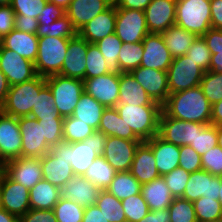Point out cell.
I'll return each mask as SVG.
<instances>
[{"mask_svg": "<svg viewBox=\"0 0 222 222\" xmlns=\"http://www.w3.org/2000/svg\"><path fill=\"white\" fill-rule=\"evenodd\" d=\"M162 110L178 120L211 124L212 105L200 86L169 94Z\"/></svg>", "mask_w": 222, "mask_h": 222, "instance_id": "obj_1", "label": "cell"}, {"mask_svg": "<svg viewBox=\"0 0 222 222\" xmlns=\"http://www.w3.org/2000/svg\"><path fill=\"white\" fill-rule=\"evenodd\" d=\"M119 116L141 140L148 141L158 135L162 106L116 105Z\"/></svg>", "mask_w": 222, "mask_h": 222, "instance_id": "obj_2", "label": "cell"}, {"mask_svg": "<svg viewBox=\"0 0 222 222\" xmlns=\"http://www.w3.org/2000/svg\"><path fill=\"white\" fill-rule=\"evenodd\" d=\"M46 85V78L37 76L34 79L10 86L4 103L0 106L3 114L12 117L30 116L40 90Z\"/></svg>", "mask_w": 222, "mask_h": 222, "instance_id": "obj_3", "label": "cell"}, {"mask_svg": "<svg viewBox=\"0 0 222 222\" xmlns=\"http://www.w3.org/2000/svg\"><path fill=\"white\" fill-rule=\"evenodd\" d=\"M175 25L203 36L211 28L210 0H177Z\"/></svg>", "mask_w": 222, "mask_h": 222, "instance_id": "obj_4", "label": "cell"}, {"mask_svg": "<svg viewBox=\"0 0 222 222\" xmlns=\"http://www.w3.org/2000/svg\"><path fill=\"white\" fill-rule=\"evenodd\" d=\"M69 39L42 36L38 39V52L34 62L41 77L58 75L66 57Z\"/></svg>", "mask_w": 222, "mask_h": 222, "instance_id": "obj_5", "label": "cell"}, {"mask_svg": "<svg viewBox=\"0 0 222 222\" xmlns=\"http://www.w3.org/2000/svg\"><path fill=\"white\" fill-rule=\"evenodd\" d=\"M106 135L96 130L84 141L68 143L67 158L77 176H84L87 169L98 156H103Z\"/></svg>", "mask_w": 222, "mask_h": 222, "instance_id": "obj_6", "label": "cell"}, {"mask_svg": "<svg viewBox=\"0 0 222 222\" xmlns=\"http://www.w3.org/2000/svg\"><path fill=\"white\" fill-rule=\"evenodd\" d=\"M46 85L54 97V105L60 115L63 118L72 116L84 92L83 81L58 74L46 77Z\"/></svg>", "mask_w": 222, "mask_h": 222, "instance_id": "obj_7", "label": "cell"}, {"mask_svg": "<svg viewBox=\"0 0 222 222\" xmlns=\"http://www.w3.org/2000/svg\"><path fill=\"white\" fill-rule=\"evenodd\" d=\"M204 73L186 54L173 58L167 70L169 94L199 86Z\"/></svg>", "mask_w": 222, "mask_h": 222, "instance_id": "obj_8", "label": "cell"}, {"mask_svg": "<svg viewBox=\"0 0 222 222\" xmlns=\"http://www.w3.org/2000/svg\"><path fill=\"white\" fill-rule=\"evenodd\" d=\"M43 179L60 189L75 174L67 158V142L53 146L40 158Z\"/></svg>", "mask_w": 222, "mask_h": 222, "instance_id": "obj_9", "label": "cell"}, {"mask_svg": "<svg viewBox=\"0 0 222 222\" xmlns=\"http://www.w3.org/2000/svg\"><path fill=\"white\" fill-rule=\"evenodd\" d=\"M208 125L196 122L182 121L169 117L163 110L159 119L158 136L164 141L177 146L191 145L198 132Z\"/></svg>", "mask_w": 222, "mask_h": 222, "instance_id": "obj_10", "label": "cell"}, {"mask_svg": "<svg viewBox=\"0 0 222 222\" xmlns=\"http://www.w3.org/2000/svg\"><path fill=\"white\" fill-rule=\"evenodd\" d=\"M0 208L20 219L30 210L29 190L0 169Z\"/></svg>", "mask_w": 222, "mask_h": 222, "instance_id": "obj_11", "label": "cell"}, {"mask_svg": "<svg viewBox=\"0 0 222 222\" xmlns=\"http://www.w3.org/2000/svg\"><path fill=\"white\" fill-rule=\"evenodd\" d=\"M122 43L142 42L149 33L142 10L116 9L115 32Z\"/></svg>", "mask_w": 222, "mask_h": 222, "instance_id": "obj_12", "label": "cell"}, {"mask_svg": "<svg viewBox=\"0 0 222 222\" xmlns=\"http://www.w3.org/2000/svg\"><path fill=\"white\" fill-rule=\"evenodd\" d=\"M21 131V157L41 158L52 148L43 137L42 125L30 116L18 117Z\"/></svg>", "mask_w": 222, "mask_h": 222, "instance_id": "obj_13", "label": "cell"}, {"mask_svg": "<svg viewBox=\"0 0 222 222\" xmlns=\"http://www.w3.org/2000/svg\"><path fill=\"white\" fill-rule=\"evenodd\" d=\"M0 70L5 74L10 86L30 81L38 76L34 62L2 46L0 48Z\"/></svg>", "mask_w": 222, "mask_h": 222, "instance_id": "obj_14", "label": "cell"}, {"mask_svg": "<svg viewBox=\"0 0 222 222\" xmlns=\"http://www.w3.org/2000/svg\"><path fill=\"white\" fill-rule=\"evenodd\" d=\"M141 142L107 136L103 157L116 172L130 171L136 149Z\"/></svg>", "mask_w": 222, "mask_h": 222, "instance_id": "obj_15", "label": "cell"}, {"mask_svg": "<svg viewBox=\"0 0 222 222\" xmlns=\"http://www.w3.org/2000/svg\"><path fill=\"white\" fill-rule=\"evenodd\" d=\"M84 91L92 96L105 108L115 107L119 101L120 74H108L84 79Z\"/></svg>", "mask_w": 222, "mask_h": 222, "instance_id": "obj_16", "label": "cell"}, {"mask_svg": "<svg viewBox=\"0 0 222 222\" xmlns=\"http://www.w3.org/2000/svg\"><path fill=\"white\" fill-rule=\"evenodd\" d=\"M1 170L12 180L28 190L43 180L39 158L19 157L8 161Z\"/></svg>", "mask_w": 222, "mask_h": 222, "instance_id": "obj_17", "label": "cell"}, {"mask_svg": "<svg viewBox=\"0 0 222 222\" xmlns=\"http://www.w3.org/2000/svg\"><path fill=\"white\" fill-rule=\"evenodd\" d=\"M149 97L163 105L169 96L167 71L139 66L130 72Z\"/></svg>", "mask_w": 222, "mask_h": 222, "instance_id": "obj_18", "label": "cell"}, {"mask_svg": "<svg viewBox=\"0 0 222 222\" xmlns=\"http://www.w3.org/2000/svg\"><path fill=\"white\" fill-rule=\"evenodd\" d=\"M220 183V176H213L206 170L192 172L181 198L191 202L201 197L218 200Z\"/></svg>", "mask_w": 222, "mask_h": 222, "instance_id": "obj_19", "label": "cell"}, {"mask_svg": "<svg viewBox=\"0 0 222 222\" xmlns=\"http://www.w3.org/2000/svg\"><path fill=\"white\" fill-rule=\"evenodd\" d=\"M177 0H152L144 10L149 33L161 34L175 25Z\"/></svg>", "mask_w": 222, "mask_h": 222, "instance_id": "obj_20", "label": "cell"}, {"mask_svg": "<svg viewBox=\"0 0 222 222\" xmlns=\"http://www.w3.org/2000/svg\"><path fill=\"white\" fill-rule=\"evenodd\" d=\"M88 44L79 34L69 39L66 57L59 75L82 81L85 79Z\"/></svg>", "mask_w": 222, "mask_h": 222, "instance_id": "obj_21", "label": "cell"}, {"mask_svg": "<svg viewBox=\"0 0 222 222\" xmlns=\"http://www.w3.org/2000/svg\"><path fill=\"white\" fill-rule=\"evenodd\" d=\"M143 56L140 66L167 71L173 61L161 34L148 33L142 41Z\"/></svg>", "mask_w": 222, "mask_h": 222, "instance_id": "obj_22", "label": "cell"}, {"mask_svg": "<svg viewBox=\"0 0 222 222\" xmlns=\"http://www.w3.org/2000/svg\"><path fill=\"white\" fill-rule=\"evenodd\" d=\"M0 146L3 153V166L10 160L21 157L22 138L17 117L0 111Z\"/></svg>", "mask_w": 222, "mask_h": 222, "instance_id": "obj_23", "label": "cell"}, {"mask_svg": "<svg viewBox=\"0 0 222 222\" xmlns=\"http://www.w3.org/2000/svg\"><path fill=\"white\" fill-rule=\"evenodd\" d=\"M101 189L84 176L74 175L61 188V197L87 208L95 205Z\"/></svg>", "mask_w": 222, "mask_h": 222, "instance_id": "obj_24", "label": "cell"}, {"mask_svg": "<svg viewBox=\"0 0 222 222\" xmlns=\"http://www.w3.org/2000/svg\"><path fill=\"white\" fill-rule=\"evenodd\" d=\"M112 3V0H72L66 9V15L78 32Z\"/></svg>", "mask_w": 222, "mask_h": 222, "instance_id": "obj_25", "label": "cell"}, {"mask_svg": "<svg viewBox=\"0 0 222 222\" xmlns=\"http://www.w3.org/2000/svg\"><path fill=\"white\" fill-rule=\"evenodd\" d=\"M116 6L112 3L105 11L90 20L78 34L88 43H96L115 32Z\"/></svg>", "mask_w": 222, "mask_h": 222, "instance_id": "obj_26", "label": "cell"}, {"mask_svg": "<svg viewBox=\"0 0 222 222\" xmlns=\"http://www.w3.org/2000/svg\"><path fill=\"white\" fill-rule=\"evenodd\" d=\"M145 142L152 148L160 176L170 173L179 167L180 146L168 143L158 135Z\"/></svg>", "mask_w": 222, "mask_h": 222, "instance_id": "obj_27", "label": "cell"}, {"mask_svg": "<svg viewBox=\"0 0 222 222\" xmlns=\"http://www.w3.org/2000/svg\"><path fill=\"white\" fill-rule=\"evenodd\" d=\"M130 172L141 185L160 177L152 148L145 141L136 149Z\"/></svg>", "mask_w": 222, "mask_h": 222, "instance_id": "obj_28", "label": "cell"}, {"mask_svg": "<svg viewBox=\"0 0 222 222\" xmlns=\"http://www.w3.org/2000/svg\"><path fill=\"white\" fill-rule=\"evenodd\" d=\"M162 106L153 101L130 72L120 73V93L117 105Z\"/></svg>", "mask_w": 222, "mask_h": 222, "instance_id": "obj_29", "label": "cell"}, {"mask_svg": "<svg viewBox=\"0 0 222 222\" xmlns=\"http://www.w3.org/2000/svg\"><path fill=\"white\" fill-rule=\"evenodd\" d=\"M38 39L35 34L13 29L3 37L2 47L15 51L21 57L35 62L38 52Z\"/></svg>", "mask_w": 222, "mask_h": 222, "instance_id": "obj_30", "label": "cell"}, {"mask_svg": "<svg viewBox=\"0 0 222 222\" xmlns=\"http://www.w3.org/2000/svg\"><path fill=\"white\" fill-rule=\"evenodd\" d=\"M141 194L150 211L168 209L174 199L162 176L142 184Z\"/></svg>", "mask_w": 222, "mask_h": 222, "instance_id": "obj_31", "label": "cell"}, {"mask_svg": "<svg viewBox=\"0 0 222 222\" xmlns=\"http://www.w3.org/2000/svg\"><path fill=\"white\" fill-rule=\"evenodd\" d=\"M30 209L53 210L61 198V189L44 179L29 190Z\"/></svg>", "mask_w": 222, "mask_h": 222, "instance_id": "obj_32", "label": "cell"}, {"mask_svg": "<svg viewBox=\"0 0 222 222\" xmlns=\"http://www.w3.org/2000/svg\"><path fill=\"white\" fill-rule=\"evenodd\" d=\"M98 131L104 133L106 136H115L129 140H140L133 133L132 129L127 127L115 107H108L104 109Z\"/></svg>", "mask_w": 222, "mask_h": 222, "instance_id": "obj_33", "label": "cell"}, {"mask_svg": "<svg viewBox=\"0 0 222 222\" xmlns=\"http://www.w3.org/2000/svg\"><path fill=\"white\" fill-rule=\"evenodd\" d=\"M105 107L85 91L76 104L72 117L98 130Z\"/></svg>", "mask_w": 222, "mask_h": 222, "instance_id": "obj_34", "label": "cell"}, {"mask_svg": "<svg viewBox=\"0 0 222 222\" xmlns=\"http://www.w3.org/2000/svg\"><path fill=\"white\" fill-rule=\"evenodd\" d=\"M161 35L173 58L185 55L197 37L177 25L169 27Z\"/></svg>", "mask_w": 222, "mask_h": 222, "instance_id": "obj_35", "label": "cell"}, {"mask_svg": "<svg viewBox=\"0 0 222 222\" xmlns=\"http://www.w3.org/2000/svg\"><path fill=\"white\" fill-rule=\"evenodd\" d=\"M118 200L141 193V184L130 171L116 172L113 180L106 189Z\"/></svg>", "mask_w": 222, "mask_h": 222, "instance_id": "obj_36", "label": "cell"}, {"mask_svg": "<svg viewBox=\"0 0 222 222\" xmlns=\"http://www.w3.org/2000/svg\"><path fill=\"white\" fill-rule=\"evenodd\" d=\"M115 174L116 171L105 158L98 156L87 169L84 177L101 190H106Z\"/></svg>", "mask_w": 222, "mask_h": 222, "instance_id": "obj_37", "label": "cell"}, {"mask_svg": "<svg viewBox=\"0 0 222 222\" xmlns=\"http://www.w3.org/2000/svg\"><path fill=\"white\" fill-rule=\"evenodd\" d=\"M106 60L110 72L122 73L118 62V56L123 45L115 33H112L95 43Z\"/></svg>", "mask_w": 222, "mask_h": 222, "instance_id": "obj_38", "label": "cell"}, {"mask_svg": "<svg viewBox=\"0 0 222 222\" xmlns=\"http://www.w3.org/2000/svg\"><path fill=\"white\" fill-rule=\"evenodd\" d=\"M109 222H126L121 200L107 190H101L95 203Z\"/></svg>", "mask_w": 222, "mask_h": 222, "instance_id": "obj_39", "label": "cell"}, {"mask_svg": "<svg viewBox=\"0 0 222 222\" xmlns=\"http://www.w3.org/2000/svg\"><path fill=\"white\" fill-rule=\"evenodd\" d=\"M78 34L77 30L73 27L72 21L67 15L57 19L55 22L48 24H39L37 28L36 36L38 38L42 36L49 37H62L71 39Z\"/></svg>", "mask_w": 222, "mask_h": 222, "instance_id": "obj_40", "label": "cell"}, {"mask_svg": "<svg viewBox=\"0 0 222 222\" xmlns=\"http://www.w3.org/2000/svg\"><path fill=\"white\" fill-rule=\"evenodd\" d=\"M143 43H123L119 56L118 62L122 73L131 72L138 68L141 64L143 56Z\"/></svg>", "mask_w": 222, "mask_h": 222, "instance_id": "obj_41", "label": "cell"}, {"mask_svg": "<svg viewBox=\"0 0 222 222\" xmlns=\"http://www.w3.org/2000/svg\"><path fill=\"white\" fill-rule=\"evenodd\" d=\"M96 130L72 116L63 119V141L68 143L84 141Z\"/></svg>", "mask_w": 222, "mask_h": 222, "instance_id": "obj_42", "label": "cell"}, {"mask_svg": "<svg viewBox=\"0 0 222 222\" xmlns=\"http://www.w3.org/2000/svg\"><path fill=\"white\" fill-rule=\"evenodd\" d=\"M54 97L47 85H45L37 97L35 106H33L30 117L42 120L43 118H63L54 105Z\"/></svg>", "mask_w": 222, "mask_h": 222, "instance_id": "obj_43", "label": "cell"}, {"mask_svg": "<svg viewBox=\"0 0 222 222\" xmlns=\"http://www.w3.org/2000/svg\"><path fill=\"white\" fill-rule=\"evenodd\" d=\"M86 59L85 79L110 73L106 60L95 43L88 44Z\"/></svg>", "mask_w": 222, "mask_h": 222, "instance_id": "obj_44", "label": "cell"}, {"mask_svg": "<svg viewBox=\"0 0 222 222\" xmlns=\"http://www.w3.org/2000/svg\"><path fill=\"white\" fill-rule=\"evenodd\" d=\"M85 208L63 197L53 207L57 222H82Z\"/></svg>", "mask_w": 222, "mask_h": 222, "instance_id": "obj_45", "label": "cell"}, {"mask_svg": "<svg viewBox=\"0 0 222 222\" xmlns=\"http://www.w3.org/2000/svg\"><path fill=\"white\" fill-rule=\"evenodd\" d=\"M199 86L211 105L222 100V72H205Z\"/></svg>", "mask_w": 222, "mask_h": 222, "instance_id": "obj_46", "label": "cell"}, {"mask_svg": "<svg viewBox=\"0 0 222 222\" xmlns=\"http://www.w3.org/2000/svg\"><path fill=\"white\" fill-rule=\"evenodd\" d=\"M121 203L126 216V222H139L150 212L148 204L143 199L141 193L125 198L121 200Z\"/></svg>", "mask_w": 222, "mask_h": 222, "instance_id": "obj_47", "label": "cell"}, {"mask_svg": "<svg viewBox=\"0 0 222 222\" xmlns=\"http://www.w3.org/2000/svg\"><path fill=\"white\" fill-rule=\"evenodd\" d=\"M192 203L198 222L212 221L222 217V207L218 200L201 197Z\"/></svg>", "mask_w": 222, "mask_h": 222, "instance_id": "obj_48", "label": "cell"}, {"mask_svg": "<svg viewBox=\"0 0 222 222\" xmlns=\"http://www.w3.org/2000/svg\"><path fill=\"white\" fill-rule=\"evenodd\" d=\"M170 222H198L193 203L181 197L174 198L169 208Z\"/></svg>", "mask_w": 222, "mask_h": 222, "instance_id": "obj_49", "label": "cell"}, {"mask_svg": "<svg viewBox=\"0 0 222 222\" xmlns=\"http://www.w3.org/2000/svg\"><path fill=\"white\" fill-rule=\"evenodd\" d=\"M63 119L47 117L37 120L42 125L43 137L51 147L63 142Z\"/></svg>", "mask_w": 222, "mask_h": 222, "instance_id": "obj_50", "label": "cell"}, {"mask_svg": "<svg viewBox=\"0 0 222 222\" xmlns=\"http://www.w3.org/2000/svg\"><path fill=\"white\" fill-rule=\"evenodd\" d=\"M186 55L205 72L210 70L211 51L202 36L196 37Z\"/></svg>", "mask_w": 222, "mask_h": 222, "instance_id": "obj_51", "label": "cell"}, {"mask_svg": "<svg viewBox=\"0 0 222 222\" xmlns=\"http://www.w3.org/2000/svg\"><path fill=\"white\" fill-rule=\"evenodd\" d=\"M190 172L185 171L181 167H177L170 173L163 175V179L166 182L171 194L174 198L183 196L186 185L188 183Z\"/></svg>", "mask_w": 222, "mask_h": 222, "instance_id": "obj_52", "label": "cell"}, {"mask_svg": "<svg viewBox=\"0 0 222 222\" xmlns=\"http://www.w3.org/2000/svg\"><path fill=\"white\" fill-rule=\"evenodd\" d=\"M218 145L217 129L215 125H208L197 136L190 146L200 155L203 156L207 151Z\"/></svg>", "mask_w": 222, "mask_h": 222, "instance_id": "obj_53", "label": "cell"}, {"mask_svg": "<svg viewBox=\"0 0 222 222\" xmlns=\"http://www.w3.org/2000/svg\"><path fill=\"white\" fill-rule=\"evenodd\" d=\"M48 0H12L11 7L15 15H23L25 18H38Z\"/></svg>", "mask_w": 222, "mask_h": 222, "instance_id": "obj_54", "label": "cell"}, {"mask_svg": "<svg viewBox=\"0 0 222 222\" xmlns=\"http://www.w3.org/2000/svg\"><path fill=\"white\" fill-rule=\"evenodd\" d=\"M202 169L222 177V148L216 145L201 156Z\"/></svg>", "mask_w": 222, "mask_h": 222, "instance_id": "obj_55", "label": "cell"}, {"mask_svg": "<svg viewBox=\"0 0 222 222\" xmlns=\"http://www.w3.org/2000/svg\"><path fill=\"white\" fill-rule=\"evenodd\" d=\"M179 167L187 172L202 170L201 156L190 146H180Z\"/></svg>", "mask_w": 222, "mask_h": 222, "instance_id": "obj_56", "label": "cell"}, {"mask_svg": "<svg viewBox=\"0 0 222 222\" xmlns=\"http://www.w3.org/2000/svg\"><path fill=\"white\" fill-rule=\"evenodd\" d=\"M66 15V10L63 7L57 6L51 2H47L43 12L38 16V24H48L55 22L57 19Z\"/></svg>", "mask_w": 222, "mask_h": 222, "instance_id": "obj_57", "label": "cell"}, {"mask_svg": "<svg viewBox=\"0 0 222 222\" xmlns=\"http://www.w3.org/2000/svg\"><path fill=\"white\" fill-rule=\"evenodd\" d=\"M16 15L11 5L0 6V34L4 37L15 29Z\"/></svg>", "mask_w": 222, "mask_h": 222, "instance_id": "obj_58", "label": "cell"}, {"mask_svg": "<svg viewBox=\"0 0 222 222\" xmlns=\"http://www.w3.org/2000/svg\"><path fill=\"white\" fill-rule=\"evenodd\" d=\"M21 222H57L53 210L30 209L20 219Z\"/></svg>", "mask_w": 222, "mask_h": 222, "instance_id": "obj_59", "label": "cell"}, {"mask_svg": "<svg viewBox=\"0 0 222 222\" xmlns=\"http://www.w3.org/2000/svg\"><path fill=\"white\" fill-rule=\"evenodd\" d=\"M211 54H217V51H222V30L210 28L203 36Z\"/></svg>", "mask_w": 222, "mask_h": 222, "instance_id": "obj_60", "label": "cell"}, {"mask_svg": "<svg viewBox=\"0 0 222 222\" xmlns=\"http://www.w3.org/2000/svg\"><path fill=\"white\" fill-rule=\"evenodd\" d=\"M38 26L39 24L36 18H25L23 15H16V30L36 35Z\"/></svg>", "mask_w": 222, "mask_h": 222, "instance_id": "obj_61", "label": "cell"}, {"mask_svg": "<svg viewBox=\"0 0 222 222\" xmlns=\"http://www.w3.org/2000/svg\"><path fill=\"white\" fill-rule=\"evenodd\" d=\"M152 0H113L116 9H133L144 11Z\"/></svg>", "mask_w": 222, "mask_h": 222, "instance_id": "obj_62", "label": "cell"}, {"mask_svg": "<svg viewBox=\"0 0 222 222\" xmlns=\"http://www.w3.org/2000/svg\"><path fill=\"white\" fill-rule=\"evenodd\" d=\"M211 28L222 30V0H210Z\"/></svg>", "mask_w": 222, "mask_h": 222, "instance_id": "obj_63", "label": "cell"}, {"mask_svg": "<svg viewBox=\"0 0 222 222\" xmlns=\"http://www.w3.org/2000/svg\"><path fill=\"white\" fill-rule=\"evenodd\" d=\"M82 222H109L106 220V217L100 211V209L91 205L84 210Z\"/></svg>", "mask_w": 222, "mask_h": 222, "instance_id": "obj_64", "label": "cell"}, {"mask_svg": "<svg viewBox=\"0 0 222 222\" xmlns=\"http://www.w3.org/2000/svg\"><path fill=\"white\" fill-rule=\"evenodd\" d=\"M139 222H170V213L168 209L150 211Z\"/></svg>", "mask_w": 222, "mask_h": 222, "instance_id": "obj_65", "label": "cell"}, {"mask_svg": "<svg viewBox=\"0 0 222 222\" xmlns=\"http://www.w3.org/2000/svg\"><path fill=\"white\" fill-rule=\"evenodd\" d=\"M211 125H222V100L212 105Z\"/></svg>", "mask_w": 222, "mask_h": 222, "instance_id": "obj_66", "label": "cell"}, {"mask_svg": "<svg viewBox=\"0 0 222 222\" xmlns=\"http://www.w3.org/2000/svg\"><path fill=\"white\" fill-rule=\"evenodd\" d=\"M10 85L8 84L5 74L0 70V106L4 103Z\"/></svg>", "mask_w": 222, "mask_h": 222, "instance_id": "obj_67", "label": "cell"}, {"mask_svg": "<svg viewBox=\"0 0 222 222\" xmlns=\"http://www.w3.org/2000/svg\"><path fill=\"white\" fill-rule=\"evenodd\" d=\"M210 70L222 72V51H217V54L211 55Z\"/></svg>", "mask_w": 222, "mask_h": 222, "instance_id": "obj_68", "label": "cell"}, {"mask_svg": "<svg viewBox=\"0 0 222 222\" xmlns=\"http://www.w3.org/2000/svg\"><path fill=\"white\" fill-rule=\"evenodd\" d=\"M18 218L5 209L0 208V222H16Z\"/></svg>", "mask_w": 222, "mask_h": 222, "instance_id": "obj_69", "label": "cell"}, {"mask_svg": "<svg viewBox=\"0 0 222 222\" xmlns=\"http://www.w3.org/2000/svg\"><path fill=\"white\" fill-rule=\"evenodd\" d=\"M71 1L72 0H48V2L63 7L65 10L69 7Z\"/></svg>", "mask_w": 222, "mask_h": 222, "instance_id": "obj_70", "label": "cell"}, {"mask_svg": "<svg viewBox=\"0 0 222 222\" xmlns=\"http://www.w3.org/2000/svg\"><path fill=\"white\" fill-rule=\"evenodd\" d=\"M216 129H217L218 146L222 148V125L216 126Z\"/></svg>", "mask_w": 222, "mask_h": 222, "instance_id": "obj_71", "label": "cell"}, {"mask_svg": "<svg viewBox=\"0 0 222 222\" xmlns=\"http://www.w3.org/2000/svg\"><path fill=\"white\" fill-rule=\"evenodd\" d=\"M218 201L220 202L221 207H222V177H221V183H220V190H219V198H218Z\"/></svg>", "mask_w": 222, "mask_h": 222, "instance_id": "obj_72", "label": "cell"}, {"mask_svg": "<svg viewBox=\"0 0 222 222\" xmlns=\"http://www.w3.org/2000/svg\"><path fill=\"white\" fill-rule=\"evenodd\" d=\"M12 0H0V6L10 5Z\"/></svg>", "mask_w": 222, "mask_h": 222, "instance_id": "obj_73", "label": "cell"}, {"mask_svg": "<svg viewBox=\"0 0 222 222\" xmlns=\"http://www.w3.org/2000/svg\"><path fill=\"white\" fill-rule=\"evenodd\" d=\"M3 167V153H2V149L0 146V169Z\"/></svg>", "mask_w": 222, "mask_h": 222, "instance_id": "obj_74", "label": "cell"}, {"mask_svg": "<svg viewBox=\"0 0 222 222\" xmlns=\"http://www.w3.org/2000/svg\"><path fill=\"white\" fill-rule=\"evenodd\" d=\"M207 222H222V217L217 218V219L212 220V221H207Z\"/></svg>", "mask_w": 222, "mask_h": 222, "instance_id": "obj_75", "label": "cell"}, {"mask_svg": "<svg viewBox=\"0 0 222 222\" xmlns=\"http://www.w3.org/2000/svg\"><path fill=\"white\" fill-rule=\"evenodd\" d=\"M2 43H3V36L0 34V48L2 46Z\"/></svg>", "mask_w": 222, "mask_h": 222, "instance_id": "obj_76", "label": "cell"}]
</instances>
